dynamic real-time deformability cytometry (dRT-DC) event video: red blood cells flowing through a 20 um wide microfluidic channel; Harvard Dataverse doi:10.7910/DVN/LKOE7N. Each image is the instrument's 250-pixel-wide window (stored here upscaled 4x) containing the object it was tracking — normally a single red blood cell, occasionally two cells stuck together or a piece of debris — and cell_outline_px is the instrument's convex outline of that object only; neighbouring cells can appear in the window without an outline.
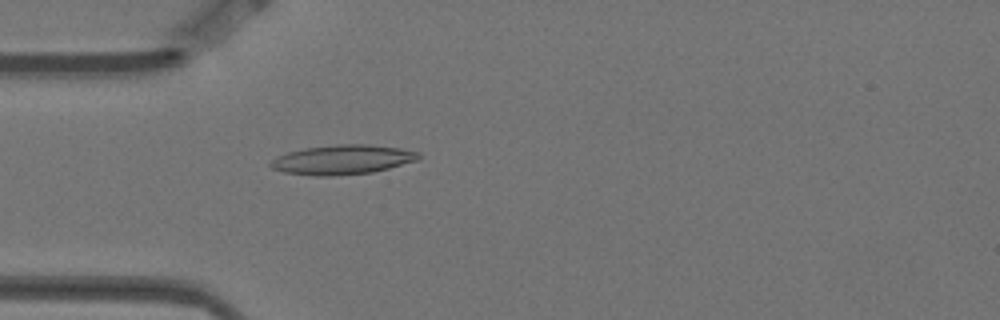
{"species": "Egyptian fruit bat (a non-hibernating species)", "species_latin": "Rousettus aegyptiacus", "temperature_condition": "warm", "stored_images_in_passage": 4, "camera_frame_rate_fps": 3000, "um_per_image_px": 0.085, "animal": {"sex": "female"}, "frame": {"image": 1, "passage_image": 4, "time_ms": 1.0, "image_size_px": [1000, 320], "cell_outline_px": [[420, 160], [372, 172], [332, 176], [312, 176], [284, 172], [272, 168], [268, 164], [276, 156], [288, 152], [304, 148], [336, 144], [368, 144], [400, 148], [420, 152]], "centroid_in_image_um": [29.11, 13.57], "position_along_channel_um": 55.9, "area_um2": 25.61}}